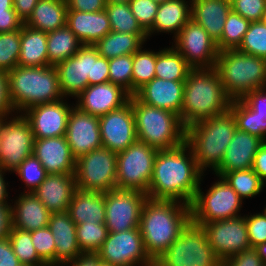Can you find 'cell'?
<instances>
[{
	"instance_id": "cell-59",
	"label": "cell",
	"mask_w": 266,
	"mask_h": 266,
	"mask_svg": "<svg viewBox=\"0 0 266 266\" xmlns=\"http://www.w3.org/2000/svg\"><path fill=\"white\" fill-rule=\"evenodd\" d=\"M253 171L266 182V142H264L258 149L254 157L252 166Z\"/></svg>"
},
{
	"instance_id": "cell-9",
	"label": "cell",
	"mask_w": 266,
	"mask_h": 266,
	"mask_svg": "<svg viewBox=\"0 0 266 266\" xmlns=\"http://www.w3.org/2000/svg\"><path fill=\"white\" fill-rule=\"evenodd\" d=\"M219 179L206 194L202 192L199 185L196 196L190 205L193 223L207 224L241 216L238 212L242 207V199L222 177Z\"/></svg>"
},
{
	"instance_id": "cell-2",
	"label": "cell",
	"mask_w": 266,
	"mask_h": 266,
	"mask_svg": "<svg viewBox=\"0 0 266 266\" xmlns=\"http://www.w3.org/2000/svg\"><path fill=\"white\" fill-rule=\"evenodd\" d=\"M190 221V205L173 200L147 198L142 208L139 230L149 258L155 262Z\"/></svg>"
},
{
	"instance_id": "cell-13",
	"label": "cell",
	"mask_w": 266,
	"mask_h": 266,
	"mask_svg": "<svg viewBox=\"0 0 266 266\" xmlns=\"http://www.w3.org/2000/svg\"><path fill=\"white\" fill-rule=\"evenodd\" d=\"M105 196V225L108 232H123L139 228V221L147 194L131 189L115 188Z\"/></svg>"
},
{
	"instance_id": "cell-23",
	"label": "cell",
	"mask_w": 266,
	"mask_h": 266,
	"mask_svg": "<svg viewBox=\"0 0 266 266\" xmlns=\"http://www.w3.org/2000/svg\"><path fill=\"white\" fill-rule=\"evenodd\" d=\"M263 143L261 138L236 129L221 164L214 170L216 176L220 177L235 170L251 169L255 154Z\"/></svg>"
},
{
	"instance_id": "cell-50",
	"label": "cell",
	"mask_w": 266,
	"mask_h": 266,
	"mask_svg": "<svg viewBox=\"0 0 266 266\" xmlns=\"http://www.w3.org/2000/svg\"><path fill=\"white\" fill-rule=\"evenodd\" d=\"M231 9L250 22L262 21L266 10V0H234Z\"/></svg>"
},
{
	"instance_id": "cell-15",
	"label": "cell",
	"mask_w": 266,
	"mask_h": 266,
	"mask_svg": "<svg viewBox=\"0 0 266 266\" xmlns=\"http://www.w3.org/2000/svg\"><path fill=\"white\" fill-rule=\"evenodd\" d=\"M174 38V48L192 68L215 67L219 53L216 42L194 20L190 19Z\"/></svg>"
},
{
	"instance_id": "cell-63",
	"label": "cell",
	"mask_w": 266,
	"mask_h": 266,
	"mask_svg": "<svg viewBox=\"0 0 266 266\" xmlns=\"http://www.w3.org/2000/svg\"><path fill=\"white\" fill-rule=\"evenodd\" d=\"M6 171L0 168V204H8L6 200L8 198L7 184L4 180V175Z\"/></svg>"
},
{
	"instance_id": "cell-57",
	"label": "cell",
	"mask_w": 266,
	"mask_h": 266,
	"mask_svg": "<svg viewBox=\"0 0 266 266\" xmlns=\"http://www.w3.org/2000/svg\"><path fill=\"white\" fill-rule=\"evenodd\" d=\"M68 10L80 12H99L105 10V0H66Z\"/></svg>"
},
{
	"instance_id": "cell-14",
	"label": "cell",
	"mask_w": 266,
	"mask_h": 266,
	"mask_svg": "<svg viewBox=\"0 0 266 266\" xmlns=\"http://www.w3.org/2000/svg\"><path fill=\"white\" fill-rule=\"evenodd\" d=\"M96 254L102 263L113 266H154L145 251L139 228L109 232Z\"/></svg>"
},
{
	"instance_id": "cell-32",
	"label": "cell",
	"mask_w": 266,
	"mask_h": 266,
	"mask_svg": "<svg viewBox=\"0 0 266 266\" xmlns=\"http://www.w3.org/2000/svg\"><path fill=\"white\" fill-rule=\"evenodd\" d=\"M67 11L66 0H39L24 24L49 33L66 25Z\"/></svg>"
},
{
	"instance_id": "cell-47",
	"label": "cell",
	"mask_w": 266,
	"mask_h": 266,
	"mask_svg": "<svg viewBox=\"0 0 266 266\" xmlns=\"http://www.w3.org/2000/svg\"><path fill=\"white\" fill-rule=\"evenodd\" d=\"M13 172L23 180L25 187L33 192L48 175L40 161L34 156L27 157ZM30 188V189H29Z\"/></svg>"
},
{
	"instance_id": "cell-41",
	"label": "cell",
	"mask_w": 266,
	"mask_h": 266,
	"mask_svg": "<svg viewBox=\"0 0 266 266\" xmlns=\"http://www.w3.org/2000/svg\"><path fill=\"white\" fill-rule=\"evenodd\" d=\"M156 52L142 50L133 54L132 96L146 83L155 78Z\"/></svg>"
},
{
	"instance_id": "cell-22",
	"label": "cell",
	"mask_w": 266,
	"mask_h": 266,
	"mask_svg": "<svg viewBox=\"0 0 266 266\" xmlns=\"http://www.w3.org/2000/svg\"><path fill=\"white\" fill-rule=\"evenodd\" d=\"M33 155L47 174H75L76 159L65 136L35 139Z\"/></svg>"
},
{
	"instance_id": "cell-71",
	"label": "cell",
	"mask_w": 266,
	"mask_h": 266,
	"mask_svg": "<svg viewBox=\"0 0 266 266\" xmlns=\"http://www.w3.org/2000/svg\"><path fill=\"white\" fill-rule=\"evenodd\" d=\"M263 214H264V216L266 217V207H265V209H264V213H263Z\"/></svg>"
},
{
	"instance_id": "cell-58",
	"label": "cell",
	"mask_w": 266,
	"mask_h": 266,
	"mask_svg": "<svg viewBox=\"0 0 266 266\" xmlns=\"http://www.w3.org/2000/svg\"><path fill=\"white\" fill-rule=\"evenodd\" d=\"M0 266H22L8 237L0 240Z\"/></svg>"
},
{
	"instance_id": "cell-17",
	"label": "cell",
	"mask_w": 266,
	"mask_h": 266,
	"mask_svg": "<svg viewBox=\"0 0 266 266\" xmlns=\"http://www.w3.org/2000/svg\"><path fill=\"white\" fill-rule=\"evenodd\" d=\"M103 147L118 154L137 140L132 102L99 117Z\"/></svg>"
},
{
	"instance_id": "cell-30",
	"label": "cell",
	"mask_w": 266,
	"mask_h": 266,
	"mask_svg": "<svg viewBox=\"0 0 266 266\" xmlns=\"http://www.w3.org/2000/svg\"><path fill=\"white\" fill-rule=\"evenodd\" d=\"M68 213L75 224L105 223L104 193L76 189Z\"/></svg>"
},
{
	"instance_id": "cell-51",
	"label": "cell",
	"mask_w": 266,
	"mask_h": 266,
	"mask_svg": "<svg viewBox=\"0 0 266 266\" xmlns=\"http://www.w3.org/2000/svg\"><path fill=\"white\" fill-rule=\"evenodd\" d=\"M244 217L251 248L266 243V217L263 212Z\"/></svg>"
},
{
	"instance_id": "cell-70",
	"label": "cell",
	"mask_w": 266,
	"mask_h": 266,
	"mask_svg": "<svg viewBox=\"0 0 266 266\" xmlns=\"http://www.w3.org/2000/svg\"><path fill=\"white\" fill-rule=\"evenodd\" d=\"M99 266H113V265L106 264V263H101Z\"/></svg>"
},
{
	"instance_id": "cell-46",
	"label": "cell",
	"mask_w": 266,
	"mask_h": 266,
	"mask_svg": "<svg viewBox=\"0 0 266 266\" xmlns=\"http://www.w3.org/2000/svg\"><path fill=\"white\" fill-rule=\"evenodd\" d=\"M133 54L109 59V82L122 87L132 96Z\"/></svg>"
},
{
	"instance_id": "cell-53",
	"label": "cell",
	"mask_w": 266,
	"mask_h": 266,
	"mask_svg": "<svg viewBox=\"0 0 266 266\" xmlns=\"http://www.w3.org/2000/svg\"><path fill=\"white\" fill-rule=\"evenodd\" d=\"M221 266H264L255 248H249L222 261Z\"/></svg>"
},
{
	"instance_id": "cell-8",
	"label": "cell",
	"mask_w": 266,
	"mask_h": 266,
	"mask_svg": "<svg viewBox=\"0 0 266 266\" xmlns=\"http://www.w3.org/2000/svg\"><path fill=\"white\" fill-rule=\"evenodd\" d=\"M204 229L190 221L154 266H221Z\"/></svg>"
},
{
	"instance_id": "cell-16",
	"label": "cell",
	"mask_w": 266,
	"mask_h": 266,
	"mask_svg": "<svg viewBox=\"0 0 266 266\" xmlns=\"http://www.w3.org/2000/svg\"><path fill=\"white\" fill-rule=\"evenodd\" d=\"M196 225L204 229L209 244L221 261L251 248L244 216Z\"/></svg>"
},
{
	"instance_id": "cell-6",
	"label": "cell",
	"mask_w": 266,
	"mask_h": 266,
	"mask_svg": "<svg viewBox=\"0 0 266 266\" xmlns=\"http://www.w3.org/2000/svg\"><path fill=\"white\" fill-rule=\"evenodd\" d=\"M137 140L158 150L172 149L185 143L186 127L179 115L141 102L130 96Z\"/></svg>"
},
{
	"instance_id": "cell-42",
	"label": "cell",
	"mask_w": 266,
	"mask_h": 266,
	"mask_svg": "<svg viewBox=\"0 0 266 266\" xmlns=\"http://www.w3.org/2000/svg\"><path fill=\"white\" fill-rule=\"evenodd\" d=\"M250 23V21L231 10L225 21L222 37L216 43L218 51L237 49Z\"/></svg>"
},
{
	"instance_id": "cell-72",
	"label": "cell",
	"mask_w": 266,
	"mask_h": 266,
	"mask_svg": "<svg viewBox=\"0 0 266 266\" xmlns=\"http://www.w3.org/2000/svg\"><path fill=\"white\" fill-rule=\"evenodd\" d=\"M263 90H266V84L263 86V88H262Z\"/></svg>"
},
{
	"instance_id": "cell-37",
	"label": "cell",
	"mask_w": 266,
	"mask_h": 266,
	"mask_svg": "<svg viewBox=\"0 0 266 266\" xmlns=\"http://www.w3.org/2000/svg\"><path fill=\"white\" fill-rule=\"evenodd\" d=\"M235 117L237 129L266 142V120L252 110L242 99L233 100L229 109Z\"/></svg>"
},
{
	"instance_id": "cell-55",
	"label": "cell",
	"mask_w": 266,
	"mask_h": 266,
	"mask_svg": "<svg viewBox=\"0 0 266 266\" xmlns=\"http://www.w3.org/2000/svg\"><path fill=\"white\" fill-rule=\"evenodd\" d=\"M15 112L9 97L8 74L0 70V116H9Z\"/></svg>"
},
{
	"instance_id": "cell-67",
	"label": "cell",
	"mask_w": 266,
	"mask_h": 266,
	"mask_svg": "<svg viewBox=\"0 0 266 266\" xmlns=\"http://www.w3.org/2000/svg\"><path fill=\"white\" fill-rule=\"evenodd\" d=\"M5 118H6L5 116H0V126L3 123V121H4Z\"/></svg>"
},
{
	"instance_id": "cell-49",
	"label": "cell",
	"mask_w": 266,
	"mask_h": 266,
	"mask_svg": "<svg viewBox=\"0 0 266 266\" xmlns=\"http://www.w3.org/2000/svg\"><path fill=\"white\" fill-rule=\"evenodd\" d=\"M128 4L138 23L147 32L153 26L159 4L154 0H130Z\"/></svg>"
},
{
	"instance_id": "cell-27",
	"label": "cell",
	"mask_w": 266,
	"mask_h": 266,
	"mask_svg": "<svg viewBox=\"0 0 266 266\" xmlns=\"http://www.w3.org/2000/svg\"><path fill=\"white\" fill-rule=\"evenodd\" d=\"M23 193L11 205L12 227L29 232L47 227L51 212L33 192Z\"/></svg>"
},
{
	"instance_id": "cell-56",
	"label": "cell",
	"mask_w": 266,
	"mask_h": 266,
	"mask_svg": "<svg viewBox=\"0 0 266 266\" xmlns=\"http://www.w3.org/2000/svg\"><path fill=\"white\" fill-rule=\"evenodd\" d=\"M23 24L14 9L0 10V33L19 30Z\"/></svg>"
},
{
	"instance_id": "cell-44",
	"label": "cell",
	"mask_w": 266,
	"mask_h": 266,
	"mask_svg": "<svg viewBox=\"0 0 266 266\" xmlns=\"http://www.w3.org/2000/svg\"><path fill=\"white\" fill-rule=\"evenodd\" d=\"M237 50L266 59V24L263 20L250 23Z\"/></svg>"
},
{
	"instance_id": "cell-21",
	"label": "cell",
	"mask_w": 266,
	"mask_h": 266,
	"mask_svg": "<svg viewBox=\"0 0 266 266\" xmlns=\"http://www.w3.org/2000/svg\"><path fill=\"white\" fill-rule=\"evenodd\" d=\"M130 94L111 82L88 85L76 98L79 110L101 117L121 108L130 100Z\"/></svg>"
},
{
	"instance_id": "cell-1",
	"label": "cell",
	"mask_w": 266,
	"mask_h": 266,
	"mask_svg": "<svg viewBox=\"0 0 266 266\" xmlns=\"http://www.w3.org/2000/svg\"><path fill=\"white\" fill-rule=\"evenodd\" d=\"M203 174L186 142L172 149L158 150L147 196L191 205Z\"/></svg>"
},
{
	"instance_id": "cell-7",
	"label": "cell",
	"mask_w": 266,
	"mask_h": 266,
	"mask_svg": "<svg viewBox=\"0 0 266 266\" xmlns=\"http://www.w3.org/2000/svg\"><path fill=\"white\" fill-rule=\"evenodd\" d=\"M215 69L232 100L242 99L266 84V59L237 49L220 51Z\"/></svg>"
},
{
	"instance_id": "cell-4",
	"label": "cell",
	"mask_w": 266,
	"mask_h": 266,
	"mask_svg": "<svg viewBox=\"0 0 266 266\" xmlns=\"http://www.w3.org/2000/svg\"><path fill=\"white\" fill-rule=\"evenodd\" d=\"M236 129V120L230 110L195 122L186 128L185 142L203 173L207 167L214 171L221 164Z\"/></svg>"
},
{
	"instance_id": "cell-54",
	"label": "cell",
	"mask_w": 266,
	"mask_h": 266,
	"mask_svg": "<svg viewBox=\"0 0 266 266\" xmlns=\"http://www.w3.org/2000/svg\"><path fill=\"white\" fill-rule=\"evenodd\" d=\"M242 100L258 115L266 120V92L263 89L253 90L246 94Z\"/></svg>"
},
{
	"instance_id": "cell-68",
	"label": "cell",
	"mask_w": 266,
	"mask_h": 266,
	"mask_svg": "<svg viewBox=\"0 0 266 266\" xmlns=\"http://www.w3.org/2000/svg\"><path fill=\"white\" fill-rule=\"evenodd\" d=\"M154 1H156L158 4H160V3H163V2H166V1H169V0H154Z\"/></svg>"
},
{
	"instance_id": "cell-38",
	"label": "cell",
	"mask_w": 266,
	"mask_h": 266,
	"mask_svg": "<svg viewBox=\"0 0 266 266\" xmlns=\"http://www.w3.org/2000/svg\"><path fill=\"white\" fill-rule=\"evenodd\" d=\"M222 177L243 200L262 192L264 183L253 169L235 170L222 174Z\"/></svg>"
},
{
	"instance_id": "cell-40",
	"label": "cell",
	"mask_w": 266,
	"mask_h": 266,
	"mask_svg": "<svg viewBox=\"0 0 266 266\" xmlns=\"http://www.w3.org/2000/svg\"><path fill=\"white\" fill-rule=\"evenodd\" d=\"M8 238L14 254L22 266H48L38 255L33 246L29 231L11 228Z\"/></svg>"
},
{
	"instance_id": "cell-5",
	"label": "cell",
	"mask_w": 266,
	"mask_h": 266,
	"mask_svg": "<svg viewBox=\"0 0 266 266\" xmlns=\"http://www.w3.org/2000/svg\"><path fill=\"white\" fill-rule=\"evenodd\" d=\"M8 74L9 97L13 110L24 112L28 108L64 99L55 66H17ZM18 109V110H17Z\"/></svg>"
},
{
	"instance_id": "cell-60",
	"label": "cell",
	"mask_w": 266,
	"mask_h": 266,
	"mask_svg": "<svg viewBox=\"0 0 266 266\" xmlns=\"http://www.w3.org/2000/svg\"><path fill=\"white\" fill-rule=\"evenodd\" d=\"M11 228V204H0V240L8 237Z\"/></svg>"
},
{
	"instance_id": "cell-18",
	"label": "cell",
	"mask_w": 266,
	"mask_h": 266,
	"mask_svg": "<svg viewBox=\"0 0 266 266\" xmlns=\"http://www.w3.org/2000/svg\"><path fill=\"white\" fill-rule=\"evenodd\" d=\"M72 108L62 99L32 106L23 115L28 119L35 139L62 137L66 134Z\"/></svg>"
},
{
	"instance_id": "cell-25",
	"label": "cell",
	"mask_w": 266,
	"mask_h": 266,
	"mask_svg": "<svg viewBox=\"0 0 266 266\" xmlns=\"http://www.w3.org/2000/svg\"><path fill=\"white\" fill-rule=\"evenodd\" d=\"M76 189L75 174H48L33 194L51 213L68 212Z\"/></svg>"
},
{
	"instance_id": "cell-35",
	"label": "cell",
	"mask_w": 266,
	"mask_h": 266,
	"mask_svg": "<svg viewBox=\"0 0 266 266\" xmlns=\"http://www.w3.org/2000/svg\"><path fill=\"white\" fill-rule=\"evenodd\" d=\"M83 46L77 36L65 25L55 31L47 33V52L50 66L75 55Z\"/></svg>"
},
{
	"instance_id": "cell-11",
	"label": "cell",
	"mask_w": 266,
	"mask_h": 266,
	"mask_svg": "<svg viewBox=\"0 0 266 266\" xmlns=\"http://www.w3.org/2000/svg\"><path fill=\"white\" fill-rule=\"evenodd\" d=\"M158 149L136 140L117 154V188L148 193Z\"/></svg>"
},
{
	"instance_id": "cell-36",
	"label": "cell",
	"mask_w": 266,
	"mask_h": 266,
	"mask_svg": "<svg viewBox=\"0 0 266 266\" xmlns=\"http://www.w3.org/2000/svg\"><path fill=\"white\" fill-rule=\"evenodd\" d=\"M192 67L174 48L156 52L155 77L159 79L185 81Z\"/></svg>"
},
{
	"instance_id": "cell-48",
	"label": "cell",
	"mask_w": 266,
	"mask_h": 266,
	"mask_svg": "<svg viewBox=\"0 0 266 266\" xmlns=\"http://www.w3.org/2000/svg\"><path fill=\"white\" fill-rule=\"evenodd\" d=\"M31 239L39 257L48 265L55 266L56 246L50 228L31 231Z\"/></svg>"
},
{
	"instance_id": "cell-19",
	"label": "cell",
	"mask_w": 266,
	"mask_h": 266,
	"mask_svg": "<svg viewBox=\"0 0 266 266\" xmlns=\"http://www.w3.org/2000/svg\"><path fill=\"white\" fill-rule=\"evenodd\" d=\"M65 137L75 159L103 147L99 117L73 106L68 118Z\"/></svg>"
},
{
	"instance_id": "cell-66",
	"label": "cell",
	"mask_w": 266,
	"mask_h": 266,
	"mask_svg": "<svg viewBox=\"0 0 266 266\" xmlns=\"http://www.w3.org/2000/svg\"><path fill=\"white\" fill-rule=\"evenodd\" d=\"M106 3H129L130 0H105Z\"/></svg>"
},
{
	"instance_id": "cell-10",
	"label": "cell",
	"mask_w": 266,
	"mask_h": 266,
	"mask_svg": "<svg viewBox=\"0 0 266 266\" xmlns=\"http://www.w3.org/2000/svg\"><path fill=\"white\" fill-rule=\"evenodd\" d=\"M117 154L108 148L94 149L76 159V187L106 193L117 188Z\"/></svg>"
},
{
	"instance_id": "cell-65",
	"label": "cell",
	"mask_w": 266,
	"mask_h": 266,
	"mask_svg": "<svg viewBox=\"0 0 266 266\" xmlns=\"http://www.w3.org/2000/svg\"><path fill=\"white\" fill-rule=\"evenodd\" d=\"M13 8V0H0V10H8Z\"/></svg>"
},
{
	"instance_id": "cell-43",
	"label": "cell",
	"mask_w": 266,
	"mask_h": 266,
	"mask_svg": "<svg viewBox=\"0 0 266 266\" xmlns=\"http://www.w3.org/2000/svg\"><path fill=\"white\" fill-rule=\"evenodd\" d=\"M105 223L76 224L77 241L82 253H96L108 236Z\"/></svg>"
},
{
	"instance_id": "cell-20",
	"label": "cell",
	"mask_w": 266,
	"mask_h": 266,
	"mask_svg": "<svg viewBox=\"0 0 266 266\" xmlns=\"http://www.w3.org/2000/svg\"><path fill=\"white\" fill-rule=\"evenodd\" d=\"M59 86L64 97H77L92 78L93 45H83L72 57L58 63Z\"/></svg>"
},
{
	"instance_id": "cell-24",
	"label": "cell",
	"mask_w": 266,
	"mask_h": 266,
	"mask_svg": "<svg viewBox=\"0 0 266 266\" xmlns=\"http://www.w3.org/2000/svg\"><path fill=\"white\" fill-rule=\"evenodd\" d=\"M184 82L163 80L155 77L141 87L135 93V96L147 105L166 109L180 116L183 104Z\"/></svg>"
},
{
	"instance_id": "cell-26",
	"label": "cell",
	"mask_w": 266,
	"mask_h": 266,
	"mask_svg": "<svg viewBox=\"0 0 266 266\" xmlns=\"http://www.w3.org/2000/svg\"><path fill=\"white\" fill-rule=\"evenodd\" d=\"M48 227L56 246L55 266H64L82 254L77 241L76 224L68 212L51 213Z\"/></svg>"
},
{
	"instance_id": "cell-28",
	"label": "cell",
	"mask_w": 266,
	"mask_h": 266,
	"mask_svg": "<svg viewBox=\"0 0 266 266\" xmlns=\"http://www.w3.org/2000/svg\"><path fill=\"white\" fill-rule=\"evenodd\" d=\"M66 25L83 45H94L111 32V25L105 10L99 12L68 10Z\"/></svg>"
},
{
	"instance_id": "cell-39",
	"label": "cell",
	"mask_w": 266,
	"mask_h": 266,
	"mask_svg": "<svg viewBox=\"0 0 266 266\" xmlns=\"http://www.w3.org/2000/svg\"><path fill=\"white\" fill-rule=\"evenodd\" d=\"M105 11L108 14L111 31L127 34H147L134 17L128 3H107Z\"/></svg>"
},
{
	"instance_id": "cell-61",
	"label": "cell",
	"mask_w": 266,
	"mask_h": 266,
	"mask_svg": "<svg viewBox=\"0 0 266 266\" xmlns=\"http://www.w3.org/2000/svg\"><path fill=\"white\" fill-rule=\"evenodd\" d=\"M38 1L39 0H13V8L17 16L25 22L32 14Z\"/></svg>"
},
{
	"instance_id": "cell-3",
	"label": "cell",
	"mask_w": 266,
	"mask_h": 266,
	"mask_svg": "<svg viewBox=\"0 0 266 266\" xmlns=\"http://www.w3.org/2000/svg\"><path fill=\"white\" fill-rule=\"evenodd\" d=\"M232 101L215 67L192 68L184 82L181 123L187 128L200 120L224 114Z\"/></svg>"
},
{
	"instance_id": "cell-12",
	"label": "cell",
	"mask_w": 266,
	"mask_h": 266,
	"mask_svg": "<svg viewBox=\"0 0 266 266\" xmlns=\"http://www.w3.org/2000/svg\"><path fill=\"white\" fill-rule=\"evenodd\" d=\"M4 119L0 126V168L14 171L27 157L33 155L34 135L23 115Z\"/></svg>"
},
{
	"instance_id": "cell-45",
	"label": "cell",
	"mask_w": 266,
	"mask_h": 266,
	"mask_svg": "<svg viewBox=\"0 0 266 266\" xmlns=\"http://www.w3.org/2000/svg\"><path fill=\"white\" fill-rule=\"evenodd\" d=\"M21 29L0 33V70L9 72L17 67L20 55Z\"/></svg>"
},
{
	"instance_id": "cell-64",
	"label": "cell",
	"mask_w": 266,
	"mask_h": 266,
	"mask_svg": "<svg viewBox=\"0 0 266 266\" xmlns=\"http://www.w3.org/2000/svg\"><path fill=\"white\" fill-rule=\"evenodd\" d=\"M255 249L262 259L263 265L266 266V243L259 244L257 247H255Z\"/></svg>"
},
{
	"instance_id": "cell-34",
	"label": "cell",
	"mask_w": 266,
	"mask_h": 266,
	"mask_svg": "<svg viewBox=\"0 0 266 266\" xmlns=\"http://www.w3.org/2000/svg\"><path fill=\"white\" fill-rule=\"evenodd\" d=\"M147 34H127L111 31L98 40L93 46L100 56L112 59L123 55H131L138 51L146 39Z\"/></svg>"
},
{
	"instance_id": "cell-33",
	"label": "cell",
	"mask_w": 266,
	"mask_h": 266,
	"mask_svg": "<svg viewBox=\"0 0 266 266\" xmlns=\"http://www.w3.org/2000/svg\"><path fill=\"white\" fill-rule=\"evenodd\" d=\"M17 66H49L47 52V33H45L44 31L29 28L25 24L22 25L20 55Z\"/></svg>"
},
{
	"instance_id": "cell-52",
	"label": "cell",
	"mask_w": 266,
	"mask_h": 266,
	"mask_svg": "<svg viewBox=\"0 0 266 266\" xmlns=\"http://www.w3.org/2000/svg\"><path fill=\"white\" fill-rule=\"evenodd\" d=\"M109 82V60L100 56L93 46L92 78H88V85H96Z\"/></svg>"
},
{
	"instance_id": "cell-62",
	"label": "cell",
	"mask_w": 266,
	"mask_h": 266,
	"mask_svg": "<svg viewBox=\"0 0 266 266\" xmlns=\"http://www.w3.org/2000/svg\"><path fill=\"white\" fill-rule=\"evenodd\" d=\"M69 263H72L71 266H99L102 262L96 253H82L78 258L66 264Z\"/></svg>"
},
{
	"instance_id": "cell-31",
	"label": "cell",
	"mask_w": 266,
	"mask_h": 266,
	"mask_svg": "<svg viewBox=\"0 0 266 266\" xmlns=\"http://www.w3.org/2000/svg\"><path fill=\"white\" fill-rule=\"evenodd\" d=\"M186 0H169L159 4L153 26L147 31L148 37L154 32L173 33L176 37L191 19V7Z\"/></svg>"
},
{
	"instance_id": "cell-69",
	"label": "cell",
	"mask_w": 266,
	"mask_h": 266,
	"mask_svg": "<svg viewBox=\"0 0 266 266\" xmlns=\"http://www.w3.org/2000/svg\"><path fill=\"white\" fill-rule=\"evenodd\" d=\"M263 21H264V23L266 24V10H265V12H264Z\"/></svg>"
},
{
	"instance_id": "cell-29",
	"label": "cell",
	"mask_w": 266,
	"mask_h": 266,
	"mask_svg": "<svg viewBox=\"0 0 266 266\" xmlns=\"http://www.w3.org/2000/svg\"><path fill=\"white\" fill-rule=\"evenodd\" d=\"M191 19L201 25L217 43L230 13L231 3L226 0H191Z\"/></svg>"
}]
</instances>
